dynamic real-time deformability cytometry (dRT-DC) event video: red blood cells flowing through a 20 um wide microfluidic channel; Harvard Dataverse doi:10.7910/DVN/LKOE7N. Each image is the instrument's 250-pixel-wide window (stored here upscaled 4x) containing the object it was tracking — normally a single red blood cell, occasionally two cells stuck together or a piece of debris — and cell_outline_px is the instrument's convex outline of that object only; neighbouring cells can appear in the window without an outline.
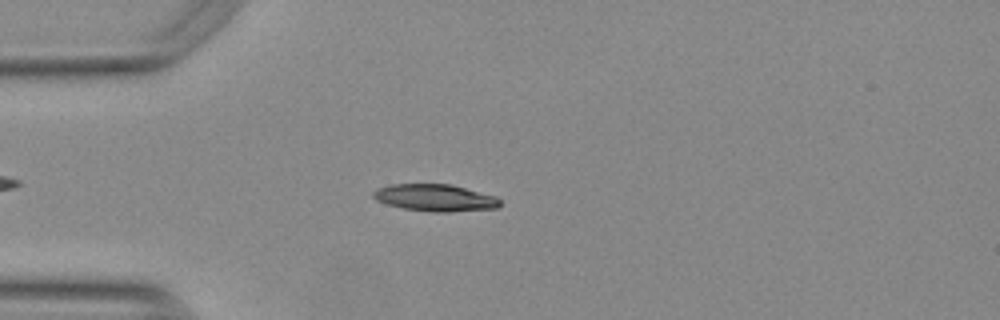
{"species": "Egyptian fruit bat (a non-hibernating species)", "species_latin": "Rousettus aegyptiacus", "temperature_condition": "warm", "stored_images_in_passage": 38, "camera_frame_rate_fps": 3000, "um_per_image_px": 0.085, "animal": {"sex": "female"}, "frame": {"image": 1, "passage_image": 4, "time_ms": 1.0, "image_size_px": [1000, 320], "cell_outline_px": [[500, 204], [496, 208], [448, 212], [432, 212], [404, 208], [388, 204], [376, 200], [372, 196], [372, 192], [380, 188], [392, 184], [448, 184], [496, 196], [500, 200]], "centroid_in_image_um": [36.98, 16.81], "position_along_channel_um": 48.0, "area_um2": 19.65}}
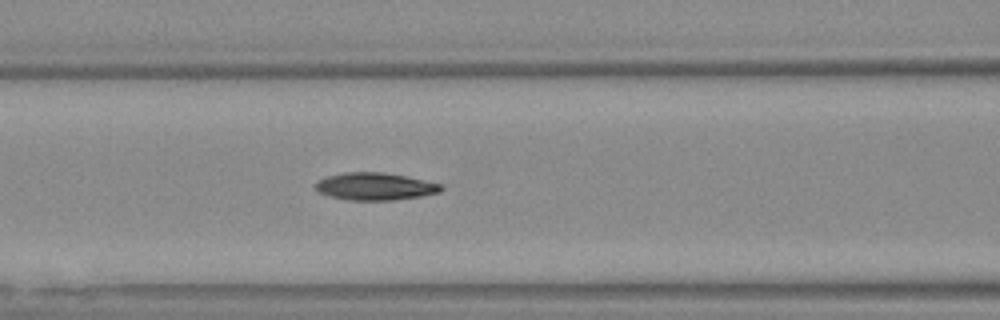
{"frame": {"image": 2, "passage_image": 12, "time_ms": 3.667, "image_size_px": [1000, 320], "cell_outline_px": [[444, 188], [440, 192], [420, 196], [392, 200], [348, 200], [328, 196], [316, 192], [316, 184], [320, 180], [328, 176], [344, 172], [380, 172], [404, 176], [440, 184]], "centroid_in_image_um": [31.84, 15.85], "position_along_channel_um": 134.8, "area_um2": 19.83}}
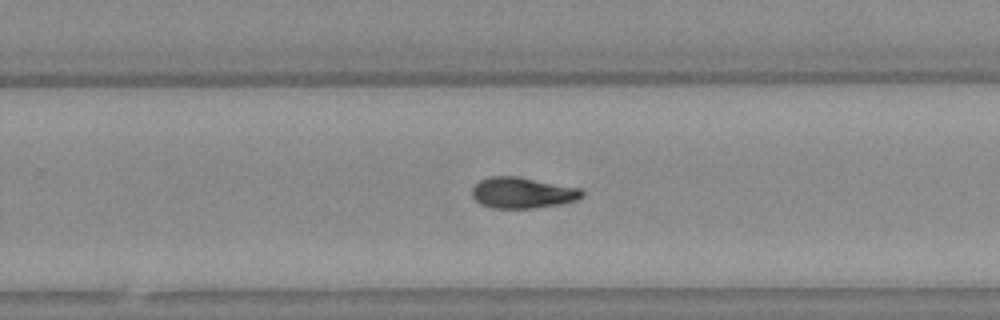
{"frame": {"image": 3, "passage_image": 24, "time_ms": 7.667, "image_size_px": [1000, 320], "cell_outline_px": [[584, 196], [576, 200], [564, 204], [536, 208], [492, 208], [480, 204], [472, 196], [472, 188], [480, 180], [492, 176], [516, 176], [580, 188], [584, 192]], "centroid_in_image_um": [44.43, 16.4], "position_along_channel_um": 285.4, "area_um2": 19.94}, "authors_computed_cell_mechanics": {"area_um2": 19.8543, "velocity_mm_per_s": 3.7799, "shape_relaxation_time_tau1_ms": 6.5641, "shape_relaxation_time_tau2_ms": 3.9271, "deformation_change_tau1": 0.1961, "deformation_change_tau2": 0.0872}}